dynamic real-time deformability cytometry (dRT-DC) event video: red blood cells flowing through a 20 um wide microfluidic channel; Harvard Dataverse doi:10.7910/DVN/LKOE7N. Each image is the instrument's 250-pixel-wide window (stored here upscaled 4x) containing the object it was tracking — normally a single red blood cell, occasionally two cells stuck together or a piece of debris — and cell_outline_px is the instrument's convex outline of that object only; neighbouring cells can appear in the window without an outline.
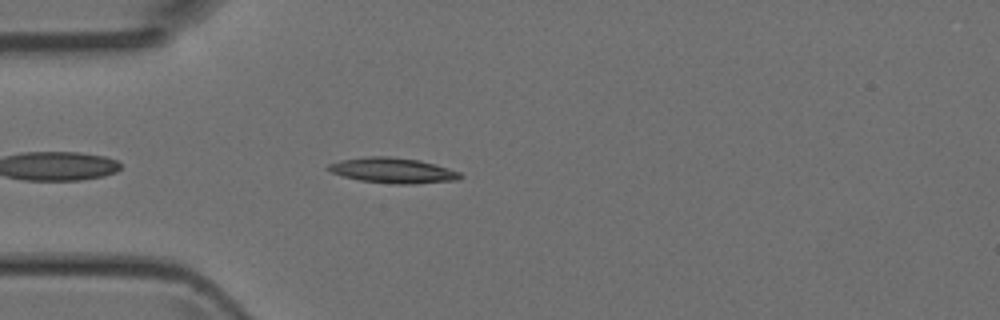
{"species": "Egyptian fruit bat (a non-hibernating species)", "species_latin": "Rousettus aegyptiacus", "temperature_condition": "room temperature", "stored_images_in_passage": 37, "camera_frame_rate_fps": 3000, "um_per_image_px": 0.085, "animal": {"sex": "female"}, "frame": {"image": 1, "passage_image": 3, "time_ms": 0.667, "image_size_px": [1000, 320], "cell_outline_px": [[464, 176], [460, 180], [412, 184], [396, 184], [360, 180], [344, 176], [332, 172], [324, 168], [328, 164], [340, 160], [368, 156], [388, 156], [420, 160], [436, 164], [460, 172]], "centroid_in_image_um": [33.42, 14.48], "position_along_channel_um": 51.6, "area_um2": 19.59}}
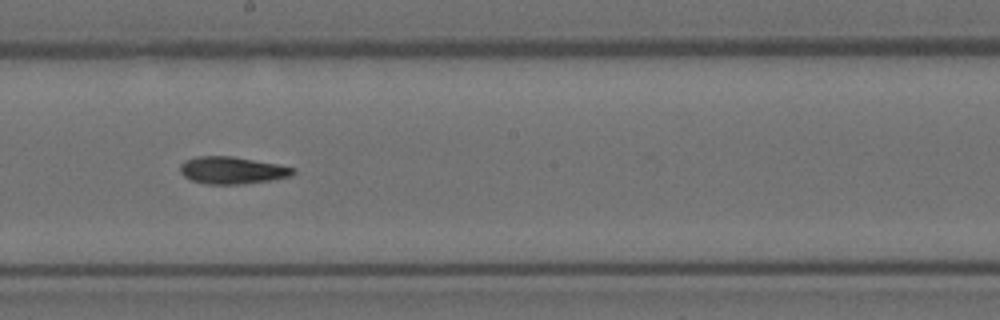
{"frame": {"image": 2, "passage_image": 16, "time_ms": 5.0, "image_size_px": [1000, 320], "cell_outline_px": [[296, 172], [288, 176], [272, 180], [240, 184], [208, 184], [192, 180], [184, 176], [180, 172], [180, 164], [184, 160], [196, 156], [232, 156], [276, 164], [296, 168]], "centroid_in_image_um": [19.7, 14.47], "position_along_channel_um": 228.5, "area_um2": 17.8}}
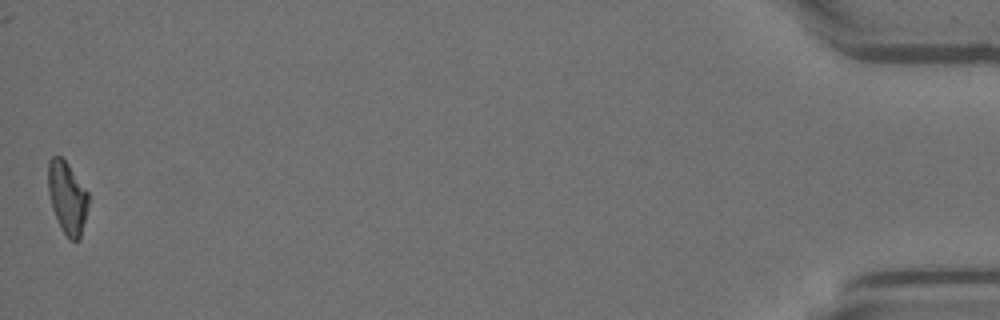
{"frame": {"image": 3, "passage_image": 37, "time_ms": 12.0, "image_size_px": [1000, 320], "cell_outline_px": [[88, 204], [80, 240], [72, 240], [60, 228], [52, 208], [48, 192], [48, 160], [52, 156], [60, 156], [68, 164], [88, 192]], "centroid_in_image_um": [5.7, 16.78], "position_along_channel_um": 429.5, "area_um2": 16.82}}